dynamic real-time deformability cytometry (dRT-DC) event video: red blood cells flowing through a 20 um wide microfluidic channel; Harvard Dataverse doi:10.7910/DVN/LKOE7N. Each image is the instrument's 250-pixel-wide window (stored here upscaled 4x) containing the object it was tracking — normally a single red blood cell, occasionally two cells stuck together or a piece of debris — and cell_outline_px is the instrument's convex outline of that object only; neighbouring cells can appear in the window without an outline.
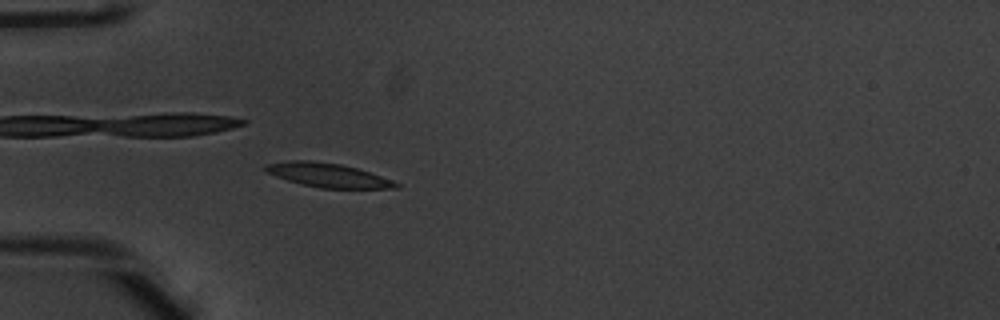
{"species": "common noctule bat (a hibernating species)", "species_latin": "Nyctalus noctula", "temperature_condition": "warm", "stored_images_in_passage": 54, "camera_frame_rate_fps": 3000, "um_per_image_px": 0.085, "animal": {"sex": "male", "body_mass_g": 20.1, "forearm_length_mm": 53.5}, "frame": {"image": 1, "passage_image": 18, "time_ms": 5.667, "image_size_px": [1000, 320], "cell_outline_px": [[400, 188], [320, 188], [288, 180], [276, 176], [268, 172], [264, 168], [264, 164], [288, 160], [312, 160], [340, 164], [356, 168], [392, 180], [400, 184]], "centroid_in_image_um": [27.86, 14.88], "position_along_channel_um": 57.1, "area_um2": 18.03}}
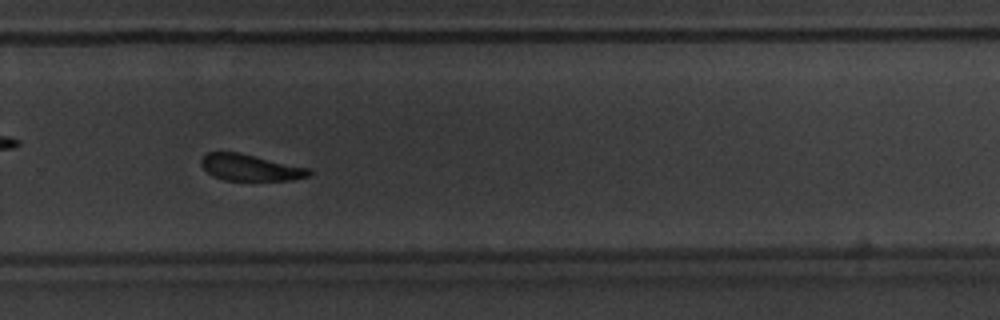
{"frame": {"image": 2, "passage_image": 38, "time_ms": 12.333, "image_size_px": [1000, 320], "cell_outline_px": [[312, 172], [308, 176], [292, 180], [224, 180], [212, 176], [200, 164], [200, 160], [208, 152], [240, 152], [312, 168]], "centroid_in_image_um": [21.31, 14.23], "position_along_channel_um": 308.5, "area_um2": 16.82}}
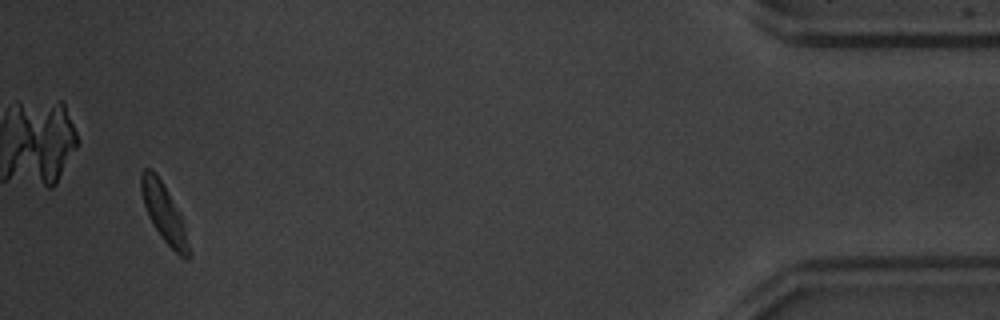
{"frame": {"image": 3, "passage_image": 52, "time_ms": 17.0, "image_size_px": [1000, 320], "cell_outline_px": [[192, 256], [188, 260], [180, 256], [160, 236], [148, 216], [144, 204], [140, 188], [140, 172], [144, 168], [152, 168], [164, 184], [180, 212]], "centroid_in_image_um": [13.93, 18.07], "position_along_channel_um": 421.3, "area_um2": 16.18}, "authors_computed_cell_mechanics": {"area_um2": 17.8602, "velocity_mm_per_s": 3.9043, "shape_relaxation_time_tau1_ms": 1.4155, "shape_relaxation_time_tau2_ms": 4.5788, "deformation_change_tau1": 0.1328, "deformation_change_tau2": 0.1362}}